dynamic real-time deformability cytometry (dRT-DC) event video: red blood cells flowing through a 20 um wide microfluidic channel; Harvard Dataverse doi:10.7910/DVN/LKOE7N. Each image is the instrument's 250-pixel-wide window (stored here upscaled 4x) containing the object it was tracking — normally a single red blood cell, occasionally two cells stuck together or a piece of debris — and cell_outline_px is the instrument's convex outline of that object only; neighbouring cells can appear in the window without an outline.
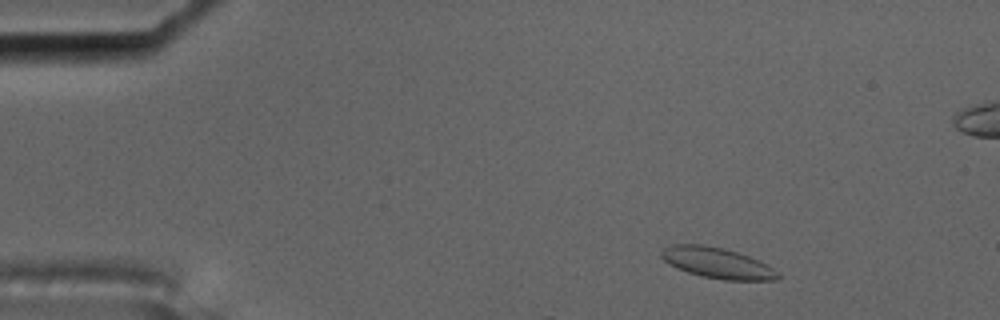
{"species": "common noctule bat (a hibernating species)", "species_latin": "Nyctalus noctula", "temperature_condition": "cold", "stored_images_in_passage": 6, "camera_frame_rate_fps": 3000, "um_per_image_px": 0.085, "animal": {"sex": "male", "body_mass_g": 17.5, "forearm_length_mm": 52.3}, "frame": {"image": 1, "passage_image": 1, "time_ms": 0.0, "image_size_px": [1000, 320], "cell_outline_px": [[780, 276], [776, 280], [724, 280], [700, 276], [676, 268], [664, 260], [660, 256], [660, 252], [664, 248], [672, 244], [704, 244], [724, 248], [748, 256], [780, 272]], "centroid_in_image_um": [60.93, 22.35], "position_along_channel_um": 24.1, "area_um2": 20.81}}